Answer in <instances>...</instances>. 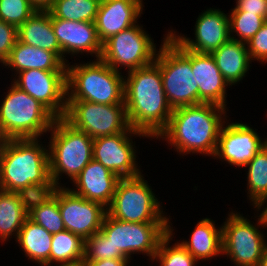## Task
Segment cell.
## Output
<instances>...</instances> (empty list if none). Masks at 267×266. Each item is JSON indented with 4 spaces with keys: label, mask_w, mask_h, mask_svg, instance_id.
<instances>
[{
    "label": "cell",
    "mask_w": 267,
    "mask_h": 266,
    "mask_svg": "<svg viewBox=\"0 0 267 266\" xmlns=\"http://www.w3.org/2000/svg\"><path fill=\"white\" fill-rule=\"evenodd\" d=\"M10 138L5 134L0 126V162L4 153L6 144L9 142Z\"/></svg>",
    "instance_id": "obj_42"
},
{
    "label": "cell",
    "mask_w": 267,
    "mask_h": 266,
    "mask_svg": "<svg viewBox=\"0 0 267 266\" xmlns=\"http://www.w3.org/2000/svg\"><path fill=\"white\" fill-rule=\"evenodd\" d=\"M248 167L247 194L253 208H261L267 202V144L244 168Z\"/></svg>",
    "instance_id": "obj_28"
},
{
    "label": "cell",
    "mask_w": 267,
    "mask_h": 266,
    "mask_svg": "<svg viewBox=\"0 0 267 266\" xmlns=\"http://www.w3.org/2000/svg\"><path fill=\"white\" fill-rule=\"evenodd\" d=\"M257 222L250 221L240 212H229L222 227V256L226 255L235 266H259L267 237L259 227L267 230V221L263 211L256 208ZM259 214V215H258ZM254 223V224H252Z\"/></svg>",
    "instance_id": "obj_9"
},
{
    "label": "cell",
    "mask_w": 267,
    "mask_h": 266,
    "mask_svg": "<svg viewBox=\"0 0 267 266\" xmlns=\"http://www.w3.org/2000/svg\"><path fill=\"white\" fill-rule=\"evenodd\" d=\"M12 76L15 86L39 101L56 118H63L67 102L66 71L29 69Z\"/></svg>",
    "instance_id": "obj_14"
},
{
    "label": "cell",
    "mask_w": 267,
    "mask_h": 266,
    "mask_svg": "<svg viewBox=\"0 0 267 266\" xmlns=\"http://www.w3.org/2000/svg\"><path fill=\"white\" fill-rule=\"evenodd\" d=\"M58 185L49 176L44 182L34 183L19 189L16 194L28 214L54 197Z\"/></svg>",
    "instance_id": "obj_32"
},
{
    "label": "cell",
    "mask_w": 267,
    "mask_h": 266,
    "mask_svg": "<svg viewBox=\"0 0 267 266\" xmlns=\"http://www.w3.org/2000/svg\"><path fill=\"white\" fill-rule=\"evenodd\" d=\"M17 31L20 42L54 52L63 61V53L54 34L49 11H36Z\"/></svg>",
    "instance_id": "obj_25"
},
{
    "label": "cell",
    "mask_w": 267,
    "mask_h": 266,
    "mask_svg": "<svg viewBox=\"0 0 267 266\" xmlns=\"http://www.w3.org/2000/svg\"><path fill=\"white\" fill-rule=\"evenodd\" d=\"M264 205L265 206H262L260 209L263 210V213L265 214L266 221H267V202Z\"/></svg>",
    "instance_id": "obj_44"
},
{
    "label": "cell",
    "mask_w": 267,
    "mask_h": 266,
    "mask_svg": "<svg viewBox=\"0 0 267 266\" xmlns=\"http://www.w3.org/2000/svg\"><path fill=\"white\" fill-rule=\"evenodd\" d=\"M58 266V265H57ZM60 266V265H59ZM62 266H83L82 264H75V265H62Z\"/></svg>",
    "instance_id": "obj_45"
},
{
    "label": "cell",
    "mask_w": 267,
    "mask_h": 266,
    "mask_svg": "<svg viewBox=\"0 0 267 266\" xmlns=\"http://www.w3.org/2000/svg\"><path fill=\"white\" fill-rule=\"evenodd\" d=\"M211 55L222 76L231 87L240 83L247 76L246 74L251 68L250 64L253 62L247 44L231 38L220 48L214 50Z\"/></svg>",
    "instance_id": "obj_24"
},
{
    "label": "cell",
    "mask_w": 267,
    "mask_h": 266,
    "mask_svg": "<svg viewBox=\"0 0 267 266\" xmlns=\"http://www.w3.org/2000/svg\"><path fill=\"white\" fill-rule=\"evenodd\" d=\"M152 190L144 174L120 178L107 214L125 222L169 223L171 217L163 213L162 202Z\"/></svg>",
    "instance_id": "obj_8"
},
{
    "label": "cell",
    "mask_w": 267,
    "mask_h": 266,
    "mask_svg": "<svg viewBox=\"0 0 267 266\" xmlns=\"http://www.w3.org/2000/svg\"><path fill=\"white\" fill-rule=\"evenodd\" d=\"M194 39L174 29L169 34L184 48L197 53L211 54L230 39L229 17L220 9L201 12L195 22Z\"/></svg>",
    "instance_id": "obj_17"
},
{
    "label": "cell",
    "mask_w": 267,
    "mask_h": 266,
    "mask_svg": "<svg viewBox=\"0 0 267 266\" xmlns=\"http://www.w3.org/2000/svg\"><path fill=\"white\" fill-rule=\"evenodd\" d=\"M174 229L169 219V233L160 241L153 262L159 266H196L197 260L178 241L172 245Z\"/></svg>",
    "instance_id": "obj_31"
},
{
    "label": "cell",
    "mask_w": 267,
    "mask_h": 266,
    "mask_svg": "<svg viewBox=\"0 0 267 266\" xmlns=\"http://www.w3.org/2000/svg\"><path fill=\"white\" fill-rule=\"evenodd\" d=\"M28 218L52 235L66 230L58 207V200L55 197L29 212Z\"/></svg>",
    "instance_id": "obj_34"
},
{
    "label": "cell",
    "mask_w": 267,
    "mask_h": 266,
    "mask_svg": "<svg viewBox=\"0 0 267 266\" xmlns=\"http://www.w3.org/2000/svg\"><path fill=\"white\" fill-rule=\"evenodd\" d=\"M166 35V36H165ZM155 57L166 99L172 109L198 104V84L191 69V51L165 33Z\"/></svg>",
    "instance_id": "obj_6"
},
{
    "label": "cell",
    "mask_w": 267,
    "mask_h": 266,
    "mask_svg": "<svg viewBox=\"0 0 267 266\" xmlns=\"http://www.w3.org/2000/svg\"><path fill=\"white\" fill-rule=\"evenodd\" d=\"M228 14L230 38L243 43H247L266 22L263 17L247 12H230Z\"/></svg>",
    "instance_id": "obj_33"
},
{
    "label": "cell",
    "mask_w": 267,
    "mask_h": 266,
    "mask_svg": "<svg viewBox=\"0 0 267 266\" xmlns=\"http://www.w3.org/2000/svg\"><path fill=\"white\" fill-rule=\"evenodd\" d=\"M36 11L29 0H0V20L15 25L17 28Z\"/></svg>",
    "instance_id": "obj_35"
},
{
    "label": "cell",
    "mask_w": 267,
    "mask_h": 266,
    "mask_svg": "<svg viewBox=\"0 0 267 266\" xmlns=\"http://www.w3.org/2000/svg\"><path fill=\"white\" fill-rule=\"evenodd\" d=\"M52 27L63 53V62L67 64L66 54L91 55L101 58L103 43L100 41L94 22L69 21L61 18H52ZM94 55V56H93Z\"/></svg>",
    "instance_id": "obj_18"
},
{
    "label": "cell",
    "mask_w": 267,
    "mask_h": 266,
    "mask_svg": "<svg viewBox=\"0 0 267 266\" xmlns=\"http://www.w3.org/2000/svg\"><path fill=\"white\" fill-rule=\"evenodd\" d=\"M101 0H55L48 10L52 18L94 22Z\"/></svg>",
    "instance_id": "obj_30"
},
{
    "label": "cell",
    "mask_w": 267,
    "mask_h": 266,
    "mask_svg": "<svg viewBox=\"0 0 267 266\" xmlns=\"http://www.w3.org/2000/svg\"><path fill=\"white\" fill-rule=\"evenodd\" d=\"M246 44L253 62L267 63V21Z\"/></svg>",
    "instance_id": "obj_37"
},
{
    "label": "cell",
    "mask_w": 267,
    "mask_h": 266,
    "mask_svg": "<svg viewBox=\"0 0 267 266\" xmlns=\"http://www.w3.org/2000/svg\"><path fill=\"white\" fill-rule=\"evenodd\" d=\"M129 259H104L97 261H83V266H130Z\"/></svg>",
    "instance_id": "obj_40"
},
{
    "label": "cell",
    "mask_w": 267,
    "mask_h": 266,
    "mask_svg": "<svg viewBox=\"0 0 267 266\" xmlns=\"http://www.w3.org/2000/svg\"><path fill=\"white\" fill-rule=\"evenodd\" d=\"M259 266H267V244L264 248L263 255L260 259Z\"/></svg>",
    "instance_id": "obj_43"
},
{
    "label": "cell",
    "mask_w": 267,
    "mask_h": 266,
    "mask_svg": "<svg viewBox=\"0 0 267 266\" xmlns=\"http://www.w3.org/2000/svg\"><path fill=\"white\" fill-rule=\"evenodd\" d=\"M144 3L139 0H102L95 18V27L102 43L111 36L138 23Z\"/></svg>",
    "instance_id": "obj_19"
},
{
    "label": "cell",
    "mask_w": 267,
    "mask_h": 266,
    "mask_svg": "<svg viewBox=\"0 0 267 266\" xmlns=\"http://www.w3.org/2000/svg\"><path fill=\"white\" fill-rule=\"evenodd\" d=\"M221 127L214 159L226 164L244 168L259 150L267 144V138H261L257 129L246 123L228 122Z\"/></svg>",
    "instance_id": "obj_16"
},
{
    "label": "cell",
    "mask_w": 267,
    "mask_h": 266,
    "mask_svg": "<svg viewBox=\"0 0 267 266\" xmlns=\"http://www.w3.org/2000/svg\"><path fill=\"white\" fill-rule=\"evenodd\" d=\"M0 104V126L10 138H41L56 117L12 82Z\"/></svg>",
    "instance_id": "obj_7"
},
{
    "label": "cell",
    "mask_w": 267,
    "mask_h": 266,
    "mask_svg": "<svg viewBox=\"0 0 267 266\" xmlns=\"http://www.w3.org/2000/svg\"><path fill=\"white\" fill-rule=\"evenodd\" d=\"M191 69L198 84V104L213 103L227 108V87L211 54L191 51Z\"/></svg>",
    "instance_id": "obj_20"
},
{
    "label": "cell",
    "mask_w": 267,
    "mask_h": 266,
    "mask_svg": "<svg viewBox=\"0 0 267 266\" xmlns=\"http://www.w3.org/2000/svg\"><path fill=\"white\" fill-rule=\"evenodd\" d=\"M40 139L9 140L0 162L1 190L17 192L31 184L44 182L50 176L48 145L42 144Z\"/></svg>",
    "instance_id": "obj_3"
},
{
    "label": "cell",
    "mask_w": 267,
    "mask_h": 266,
    "mask_svg": "<svg viewBox=\"0 0 267 266\" xmlns=\"http://www.w3.org/2000/svg\"><path fill=\"white\" fill-rule=\"evenodd\" d=\"M27 217L28 214L23 209L16 192L0 189V242L2 245L11 238L18 237Z\"/></svg>",
    "instance_id": "obj_27"
},
{
    "label": "cell",
    "mask_w": 267,
    "mask_h": 266,
    "mask_svg": "<svg viewBox=\"0 0 267 266\" xmlns=\"http://www.w3.org/2000/svg\"><path fill=\"white\" fill-rule=\"evenodd\" d=\"M114 259V247L110 240L99 231L84 240L83 261Z\"/></svg>",
    "instance_id": "obj_36"
},
{
    "label": "cell",
    "mask_w": 267,
    "mask_h": 266,
    "mask_svg": "<svg viewBox=\"0 0 267 266\" xmlns=\"http://www.w3.org/2000/svg\"><path fill=\"white\" fill-rule=\"evenodd\" d=\"M63 119L93 139L125 132L130 127L125 104L67 100Z\"/></svg>",
    "instance_id": "obj_11"
},
{
    "label": "cell",
    "mask_w": 267,
    "mask_h": 266,
    "mask_svg": "<svg viewBox=\"0 0 267 266\" xmlns=\"http://www.w3.org/2000/svg\"><path fill=\"white\" fill-rule=\"evenodd\" d=\"M15 241L30 261L40 266H49L52 234L45 228L27 217Z\"/></svg>",
    "instance_id": "obj_26"
},
{
    "label": "cell",
    "mask_w": 267,
    "mask_h": 266,
    "mask_svg": "<svg viewBox=\"0 0 267 266\" xmlns=\"http://www.w3.org/2000/svg\"><path fill=\"white\" fill-rule=\"evenodd\" d=\"M132 137L150 138L147 134L131 127L125 132L95 138L93 139V159L119 178L141 175L140 166L136 161L137 149Z\"/></svg>",
    "instance_id": "obj_13"
},
{
    "label": "cell",
    "mask_w": 267,
    "mask_h": 266,
    "mask_svg": "<svg viewBox=\"0 0 267 266\" xmlns=\"http://www.w3.org/2000/svg\"><path fill=\"white\" fill-rule=\"evenodd\" d=\"M127 74L124 76V103L129 125L155 139L167 126L173 112L166 99L161 70L153 62Z\"/></svg>",
    "instance_id": "obj_2"
},
{
    "label": "cell",
    "mask_w": 267,
    "mask_h": 266,
    "mask_svg": "<svg viewBox=\"0 0 267 266\" xmlns=\"http://www.w3.org/2000/svg\"><path fill=\"white\" fill-rule=\"evenodd\" d=\"M158 50L153 38L137 23L107 39L101 59L114 70L122 72L125 68L128 72L153 63Z\"/></svg>",
    "instance_id": "obj_12"
},
{
    "label": "cell",
    "mask_w": 267,
    "mask_h": 266,
    "mask_svg": "<svg viewBox=\"0 0 267 266\" xmlns=\"http://www.w3.org/2000/svg\"><path fill=\"white\" fill-rule=\"evenodd\" d=\"M84 240L68 230L52 235L49 266L82 264Z\"/></svg>",
    "instance_id": "obj_29"
},
{
    "label": "cell",
    "mask_w": 267,
    "mask_h": 266,
    "mask_svg": "<svg viewBox=\"0 0 267 266\" xmlns=\"http://www.w3.org/2000/svg\"><path fill=\"white\" fill-rule=\"evenodd\" d=\"M67 100L98 104L124 103V73L114 70L101 58L87 63L66 64Z\"/></svg>",
    "instance_id": "obj_4"
},
{
    "label": "cell",
    "mask_w": 267,
    "mask_h": 266,
    "mask_svg": "<svg viewBox=\"0 0 267 266\" xmlns=\"http://www.w3.org/2000/svg\"><path fill=\"white\" fill-rule=\"evenodd\" d=\"M55 0H29L30 4L38 11H48Z\"/></svg>",
    "instance_id": "obj_41"
},
{
    "label": "cell",
    "mask_w": 267,
    "mask_h": 266,
    "mask_svg": "<svg viewBox=\"0 0 267 266\" xmlns=\"http://www.w3.org/2000/svg\"><path fill=\"white\" fill-rule=\"evenodd\" d=\"M48 133L49 173L60 187L64 174L73 181L93 159V138L63 118H56Z\"/></svg>",
    "instance_id": "obj_5"
},
{
    "label": "cell",
    "mask_w": 267,
    "mask_h": 266,
    "mask_svg": "<svg viewBox=\"0 0 267 266\" xmlns=\"http://www.w3.org/2000/svg\"><path fill=\"white\" fill-rule=\"evenodd\" d=\"M100 231L113 245L114 259L131 260L142 253L153 262L160 241L169 233V223L125 222L106 213Z\"/></svg>",
    "instance_id": "obj_10"
},
{
    "label": "cell",
    "mask_w": 267,
    "mask_h": 266,
    "mask_svg": "<svg viewBox=\"0 0 267 266\" xmlns=\"http://www.w3.org/2000/svg\"><path fill=\"white\" fill-rule=\"evenodd\" d=\"M188 240L177 241L199 262L222 255V227L210 218L198 221Z\"/></svg>",
    "instance_id": "obj_23"
},
{
    "label": "cell",
    "mask_w": 267,
    "mask_h": 266,
    "mask_svg": "<svg viewBox=\"0 0 267 266\" xmlns=\"http://www.w3.org/2000/svg\"><path fill=\"white\" fill-rule=\"evenodd\" d=\"M54 197L58 200L66 230L79 235L83 240L100 231L107 213L106 207L101 203L75 194L64 184L58 187Z\"/></svg>",
    "instance_id": "obj_15"
},
{
    "label": "cell",
    "mask_w": 267,
    "mask_h": 266,
    "mask_svg": "<svg viewBox=\"0 0 267 266\" xmlns=\"http://www.w3.org/2000/svg\"><path fill=\"white\" fill-rule=\"evenodd\" d=\"M229 12H247L263 17L267 21V0H236Z\"/></svg>",
    "instance_id": "obj_39"
},
{
    "label": "cell",
    "mask_w": 267,
    "mask_h": 266,
    "mask_svg": "<svg viewBox=\"0 0 267 266\" xmlns=\"http://www.w3.org/2000/svg\"><path fill=\"white\" fill-rule=\"evenodd\" d=\"M119 179L116 174L92 159L71 182L76 188L69 189L75 194L101 203L107 208L113 199Z\"/></svg>",
    "instance_id": "obj_21"
},
{
    "label": "cell",
    "mask_w": 267,
    "mask_h": 266,
    "mask_svg": "<svg viewBox=\"0 0 267 266\" xmlns=\"http://www.w3.org/2000/svg\"><path fill=\"white\" fill-rule=\"evenodd\" d=\"M227 111L228 108L213 103L175 108L167 126L156 139L166 141L177 154L197 153L213 158L219 132L229 117Z\"/></svg>",
    "instance_id": "obj_1"
},
{
    "label": "cell",
    "mask_w": 267,
    "mask_h": 266,
    "mask_svg": "<svg viewBox=\"0 0 267 266\" xmlns=\"http://www.w3.org/2000/svg\"><path fill=\"white\" fill-rule=\"evenodd\" d=\"M18 39V31L15 25L0 20V63L1 65L9 57L12 48Z\"/></svg>",
    "instance_id": "obj_38"
},
{
    "label": "cell",
    "mask_w": 267,
    "mask_h": 266,
    "mask_svg": "<svg viewBox=\"0 0 267 266\" xmlns=\"http://www.w3.org/2000/svg\"><path fill=\"white\" fill-rule=\"evenodd\" d=\"M3 66H8L15 74L29 69L66 71V64L54 52L27 45L18 39Z\"/></svg>",
    "instance_id": "obj_22"
}]
</instances>
